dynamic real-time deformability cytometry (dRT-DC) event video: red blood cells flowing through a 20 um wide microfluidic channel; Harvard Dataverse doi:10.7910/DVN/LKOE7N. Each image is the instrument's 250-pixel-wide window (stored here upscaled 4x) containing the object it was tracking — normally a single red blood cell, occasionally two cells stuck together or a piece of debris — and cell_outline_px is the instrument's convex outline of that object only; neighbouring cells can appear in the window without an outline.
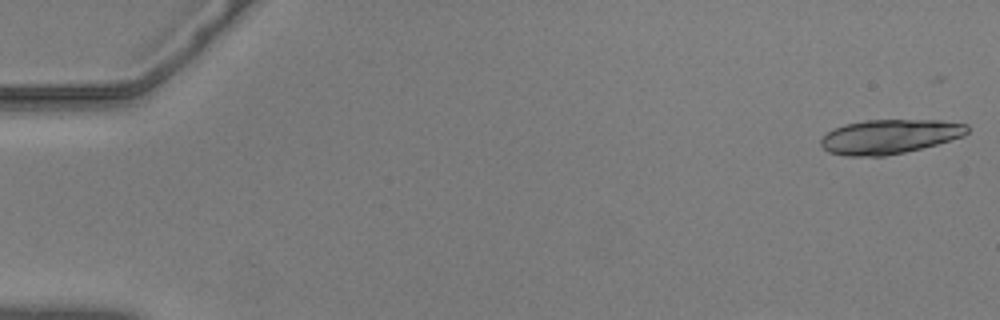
{"species": "common noctule bat (a hibernating species)", "species_latin": "Nyctalus noctula", "temperature_condition": "warm", "stored_images_in_passage": 9, "camera_frame_rate_fps": 3000, "um_per_image_px": 0.085, "animal": {"sex": "male", "body_mass_g": 20.5, "forearm_length_mm": 52.5}, "frame": {"image": 1, "passage_image": 1, "time_ms": 0.0, "image_size_px": [1000, 320], "cell_outline_px": [[968, 132], [964, 136], [936, 144], [904, 152], [884, 156], [848, 156], [828, 152], [820, 144], [820, 140], [832, 128], [844, 124], [864, 120], [940, 120], [968, 124]], "centroid_in_image_um": [75.6, 11.6], "position_along_channel_um": 9.4, "area_um2": 29.3}}